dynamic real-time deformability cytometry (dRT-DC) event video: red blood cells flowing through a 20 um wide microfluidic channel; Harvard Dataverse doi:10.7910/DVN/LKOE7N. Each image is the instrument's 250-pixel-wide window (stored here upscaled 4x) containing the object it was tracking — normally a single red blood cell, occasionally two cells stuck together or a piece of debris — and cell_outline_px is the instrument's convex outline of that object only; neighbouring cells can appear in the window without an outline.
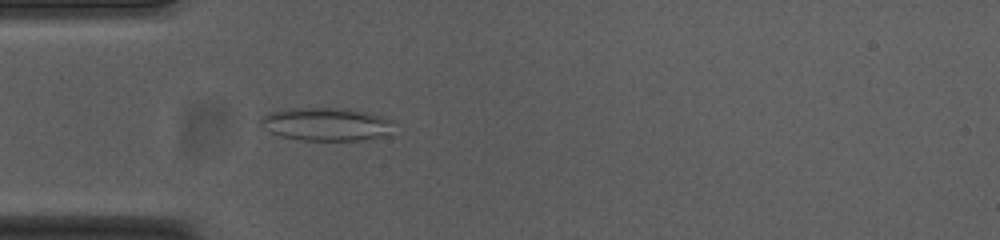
{"species": "common noctule bat (a hibernating species)", "species_latin": "Nyctalus noctula", "temperature_condition": "cold", "stored_images_in_passage": 54, "camera_frame_rate_fps": 3000, "um_per_image_px": 0.085, "animal": {"sex": "female", "body_mass_g": 23.0, "forearm_length_mm": 53.4}, "frame": {"image": 1, "passage_image": 16, "time_ms": 5.0, "image_size_px": [1000, 240], "cell_outline_px": [[396, 120], [392, 136], [364, 140], [304, 140], [280, 136], [264, 128], [260, 124], [260, 120], [268, 112], [288, 108], [344, 108], [384, 116]], "centroid_in_image_um": [27.85, 10.56], "position_along_channel_um": 57.2, "area_um2": 26.24}}
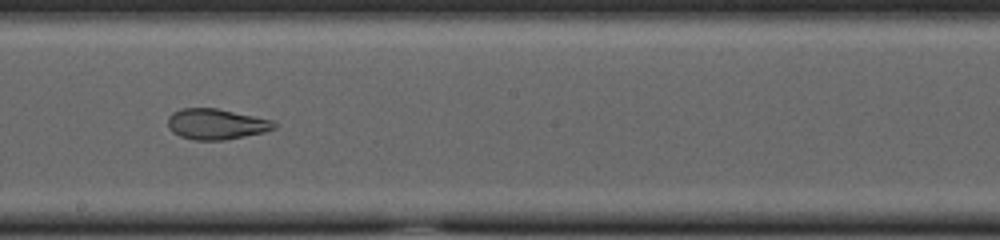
{"frame": {"image": 2, "passage_image": 30, "time_ms": 9.667, "image_size_px": [1000, 240], "cell_outline_px": [[276, 128], [264, 132], [224, 140], [196, 140], [180, 136], [172, 132], [168, 128], [168, 116], [172, 112], [180, 108], [216, 108], [272, 120], [276, 124]], "centroid_in_image_um": [18.34, 10.54], "position_along_channel_um": 229.9, "area_um2": 18.96}}
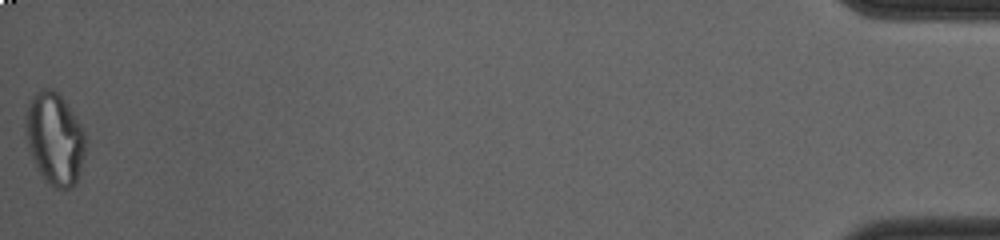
{"frame": {"image": 3, "passage_image": 54, "time_ms": 17.667, "image_size_px": [1000, 240], "cell_outline_px": [[88, 140], [76, 184], [72, 188], [56, 188], [48, 184], [40, 176], [28, 152], [24, 136], [24, 116], [28, 100], [36, 92], [44, 88], [52, 88], [64, 100], [80, 124]], "centroid_in_image_um": [4.6, 11.8], "position_along_channel_um": 430.6, "area_um2": 33.0}, "authors_computed_cell_mechanics": {"area_um2": 26.1256, "velocity_mm_per_s": 3.7621, "shape_relaxation_time_tau1_ms": null, "shape_relaxation_time_tau2_ms": 1.8937, "deformation_change_tau1": null, "deformation_change_tau2": 0.0792}}